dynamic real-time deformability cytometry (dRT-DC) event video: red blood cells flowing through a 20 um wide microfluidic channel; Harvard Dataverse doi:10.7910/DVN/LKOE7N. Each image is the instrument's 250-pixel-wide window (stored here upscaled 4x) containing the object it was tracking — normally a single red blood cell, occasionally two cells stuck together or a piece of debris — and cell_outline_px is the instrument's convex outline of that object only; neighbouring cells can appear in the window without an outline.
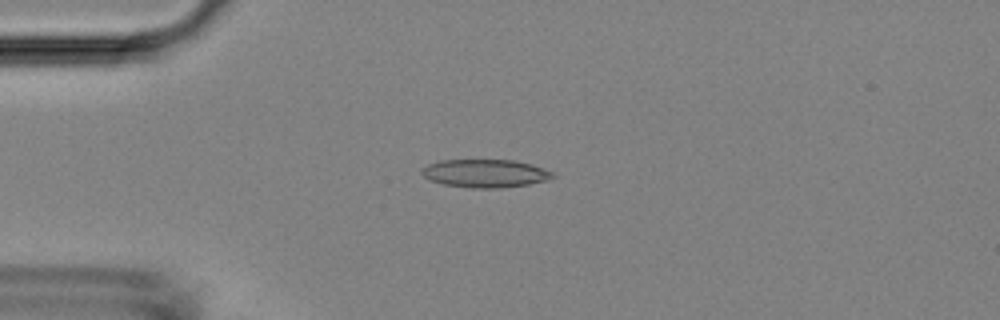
{"species": "Egyptian fruit bat (a non-hibernating species)", "species_latin": "Rousettus aegyptiacus", "temperature_condition": "room temperature", "stored_images_in_passage": 7, "camera_frame_rate_fps": 3000, "um_per_image_px": 0.085, "animal": {"sex": "female"}, "frame": {"image": 1, "passage_image": 3, "time_ms": 0.667, "image_size_px": [1000, 320], "cell_outline_px": [[556, 176], [544, 180], [528, 184], [500, 188], [472, 188], [444, 184], [428, 180], [420, 172], [428, 164], [440, 160], [512, 160], [532, 164], [552, 172]], "centroid_in_image_um": [41.21, 14.73], "position_along_channel_um": 43.8, "area_um2": 21.27}}
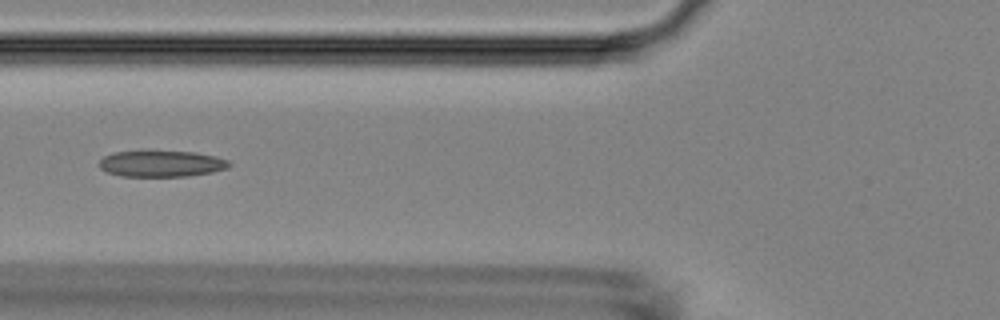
{"frame": {"image": 2, "passage_image": 5, "time_ms": 1.333, "image_size_px": [1000, 320], "cell_outline_px": [[232, 164], [228, 168], [212, 172], [188, 176], [120, 176], [108, 172], [100, 168], [100, 160], [104, 156], [112, 152], [148, 148], [196, 152], [216, 156], [228, 160]], "centroid_in_image_um": [13.71, 13.86], "position_along_channel_um": 112.1, "area_um2": 20.87}}
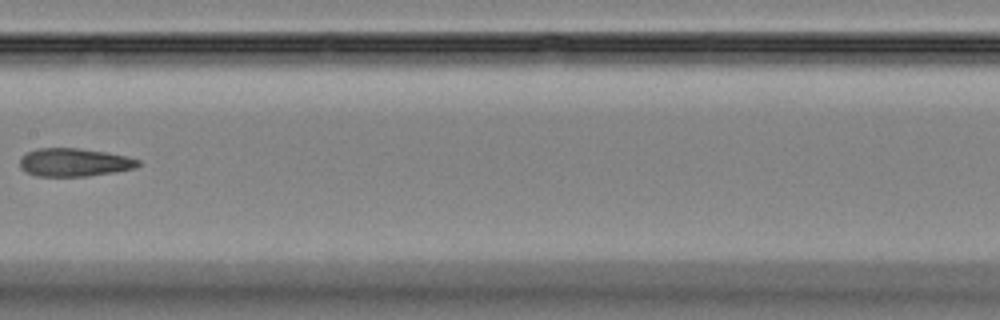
{"frame": {"image": 3, "passage_image": 7, "time_ms": 2.0, "image_size_px": [1000, 320], "cell_outline_px": [[140, 164], [136, 168], [116, 172], [88, 176], [36, 176], [20, 168], [20, 156], [36, 148], [80, 148], [128, 156], [140, 160]], "centroid_in_image_um": [6.32, 13.8], "position_along_channel_um": 201.1, "area_um2": 19.54}}